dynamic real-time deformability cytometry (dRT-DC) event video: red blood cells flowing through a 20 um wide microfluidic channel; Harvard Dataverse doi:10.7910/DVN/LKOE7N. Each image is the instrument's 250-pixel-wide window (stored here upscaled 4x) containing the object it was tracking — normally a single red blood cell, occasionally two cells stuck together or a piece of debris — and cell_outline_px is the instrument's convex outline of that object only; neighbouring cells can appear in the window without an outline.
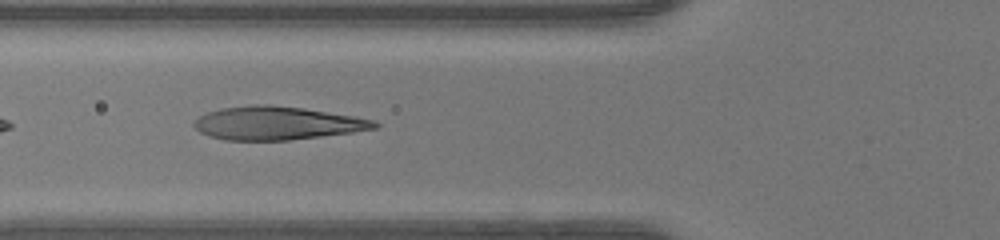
{"species": "human", "species_latin": "Homo sapiens", "temperature_condition": "warm", "stored_images_in_passage": 33, "camera_frame_rate_fps": 3000, "um_per_image_px": 0.085, "donor": {"sex": "female"}, "frame": {"image": 1, "passage_image": 4, "time_ms": 1.0, "image_size_px": [1000, 240], "cell_outline_px": [[380, 128], [352, 132], [288, 140], [224, 140], [208, 136], [200, 132], [192, 124], [200, 116], [208, 112], [220, 108], [252, 104], [272, 104], [304, 108], [356, 116], [376, 120], [380, 124]], "centroid_in_image_um": [23.58, 10.46], "position_along_channel_um": 102.2, "area_um2": 35.26}}
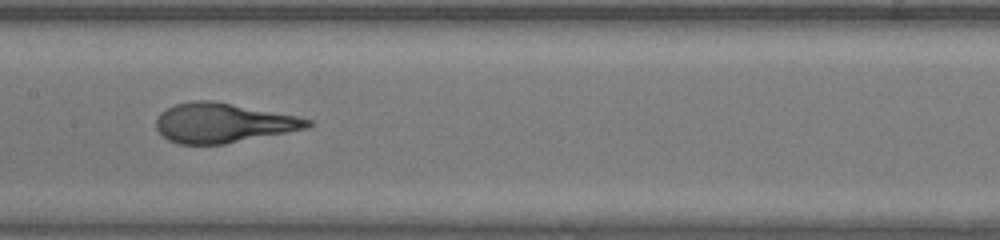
{"frame": {"image": 2, "passage_image": 10, "time_ms": 3.0, "image_size_px": [1000, 240], "cell_outline_px": [[316, 124], [308, 128], [288, 132], [224, 144], [180, 144], [168, 140], [156, 128], [156, 120], [160, 112], [176, 104], [192, 100], [212, 100], [296, 116], [312, 120]], "centroid_in_image_um": [18.96, 10.45], "position_along_channel_um": 188.4, "area_um2": 34.8}}
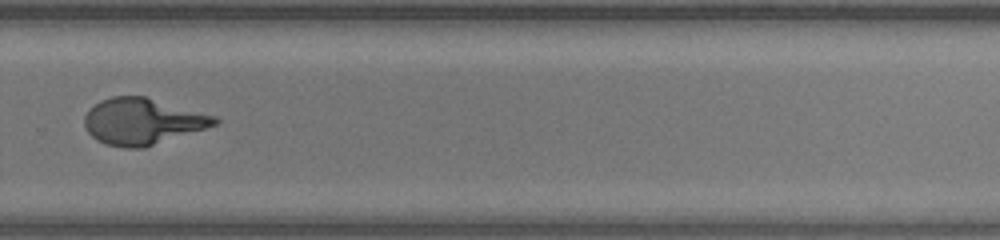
{"frame": {"image": 3, "passage_image": 19, "time_ms": 6.0, "image_size_px": [1000, 240], "cell_outline_px": [[220, 120], [216, 124], [144, 148], [124, 148], [104, 144], [96, 140], [88, 132], [84, 124], [84, 116], [100, 100], [112, 96], [144, 96], [216, 116]], "centroid_in_image_um": [12.08, 10.32], "position_along_channel_um": 317.7, "area_um2": 34.8}}